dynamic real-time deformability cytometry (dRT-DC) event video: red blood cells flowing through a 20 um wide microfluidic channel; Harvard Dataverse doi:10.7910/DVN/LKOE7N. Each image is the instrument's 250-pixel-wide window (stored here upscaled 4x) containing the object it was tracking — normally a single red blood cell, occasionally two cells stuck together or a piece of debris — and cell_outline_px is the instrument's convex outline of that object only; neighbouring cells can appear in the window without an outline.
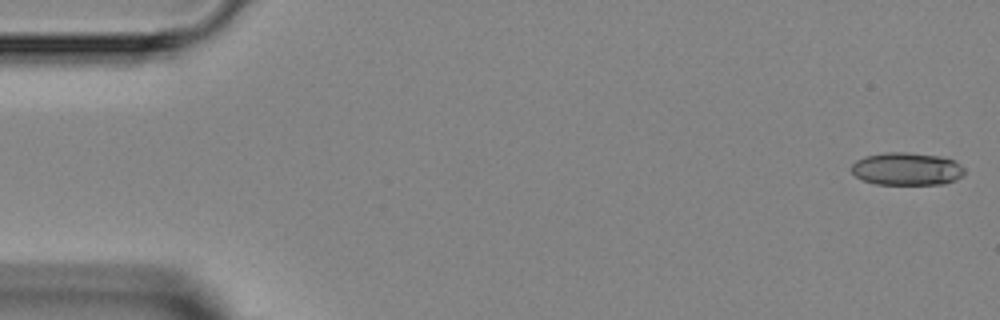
{"species": "Egyptian fruit bat (a non-hibernating species)", "species_latin": "Rousettus aegyptiacus", "temperature_condition": "room temperature", "stored_images_in_passage": 5, "camera_frame_rate_fps": 3000, "um_per_image_px": 0.085, "animal": {"sex": "female"}, "frame": {"image": 1, "passage_image": 1, "time_ms": 0.0, "image_size_px": [1000, 320], "cell_outline_px": [[964, 172], [956, 180], [944, 184], [876, 184], [864, 180], [856, 176], [852, 172], [852, 164], [856, 160], [864, 156], [884, 152], [908, 152], [940, 156], [952, 160], [960, 164], [964, 168]], "centroid_in_image_um": [77.07, 14.35], "position_along_channel_um": 7.9, "area_um2": 21.56}}
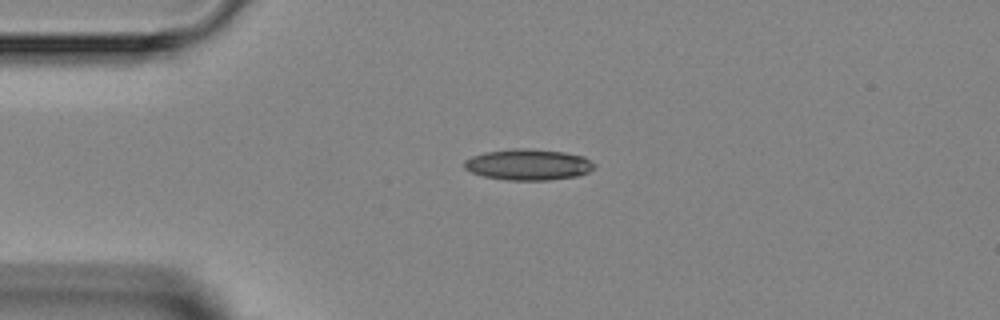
{"frame": {"image": 2, "passage_image": 4, "time_ms": 3.333, "image_size_px": [1000, 320], "cell_outline_px": [[596, 168], [588, 172], [576, 176], [548, 180], [508, 180], [484, 176], [472, 172], [464, 168], [464, 160], [472, 156], [484, 152], [516, 148], [520, 148], [564, 152], [584, 156], [596, 164]], "centroid_in_image_um": [44.92, 13.99], "position_along_channel_um": 40.1, "area_um2": 23.47}}